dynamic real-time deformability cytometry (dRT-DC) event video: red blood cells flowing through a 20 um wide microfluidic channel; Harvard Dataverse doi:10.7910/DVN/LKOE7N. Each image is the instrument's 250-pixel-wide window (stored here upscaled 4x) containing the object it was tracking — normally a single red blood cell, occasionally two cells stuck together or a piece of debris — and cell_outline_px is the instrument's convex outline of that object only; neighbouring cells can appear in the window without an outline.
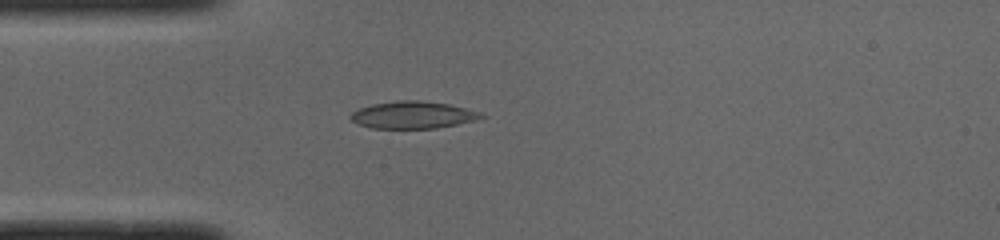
{"species": "common noctule bat (a hibernating species)", "species_latin": "Nyctalus noctula", "temperature_condition": "cold", "stored_images_in_passage": 29, "camera_frame_rate_fps": 3000, "um_per_image_px": 0.085, "animal": {"sex": "male", "body_mass_g": 19.0, "forearm_length_mm": 50.8}, "frame": {"image": 1, "passage_image": 1, "time_ms": 0.0, "image_size_px": [1000, 240], "cell_outline_px": [[488, 116], [476, 120], [436, 128], [372, 128], [360, 124], [352, 120], [348, 116], [352, 112], [360, 108], [372, 104], [396, 100], [420, 100], [448, 104], [480, 112]], "centroid_in_image_um": [35.1, 9.76], "position_along_channel_um": 49.9, "area_um2": 20.58}}
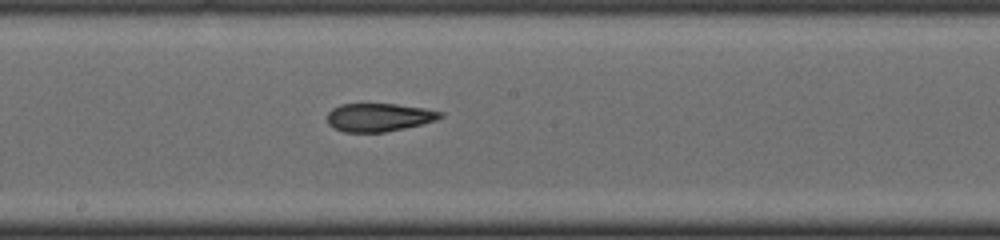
{"frame": {"image": 2, "passage_image": 14, "time_ms": 4.333, "image_size_px": [1000, 240], "cell_outline_px": [[444, 116], [436, 120], [404, 128], [384, 132], [344, 132], [328, 124], [328, 112], [332, 108], [340, 104], [396, 104], [424, 108], [444, 112]], "centroid_in_image_um": [32.22, 9.96], "position_along_channel_um": 216.0, "area_um2": 18.5}}
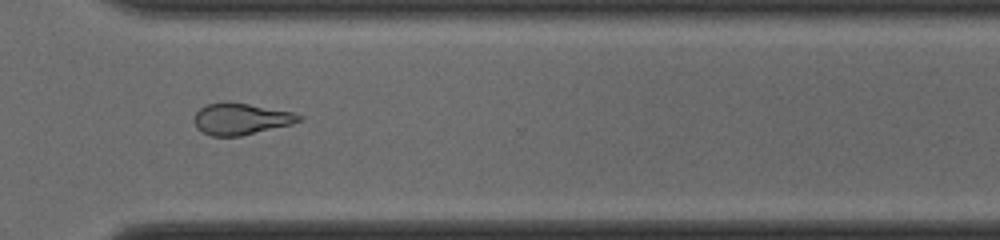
{"frame": {"image": 3, "passage_image": 24, "time_ms": 7.667, "image_size_px": [1000, 240], "cell_outline_px": [[304, 116], [300, 120], [292, 124], [240, 136], [212, 136], [196, 128], [192, 120], [196, 112], [200, 108], [208, 104], [248, 104], [292, 112]], "centroid_in_image_um": [20.47, 10.14], "position_along_channel_um": 350.1, "area_um2": 18.73}, "authors_computed_cell_mechanics": {"area_um2": 19.1896, "velocity_mm_per_s": 4.0013, "shape_relaxation_time_tau1_ms": null, "shape_relaxation_time_tau2_ms": 2.9143, "deformation_change_tau1": null, "deformation_change_tau2": 0.0915}}